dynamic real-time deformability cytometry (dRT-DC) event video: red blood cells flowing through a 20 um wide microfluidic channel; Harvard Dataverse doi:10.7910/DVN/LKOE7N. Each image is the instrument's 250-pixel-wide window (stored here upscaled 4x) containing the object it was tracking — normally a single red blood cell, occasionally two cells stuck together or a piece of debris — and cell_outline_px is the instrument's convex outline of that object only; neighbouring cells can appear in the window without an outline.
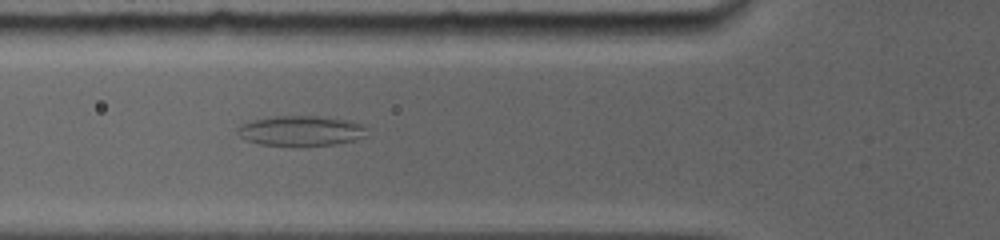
{"species": "common noctule bat (a hibernating species)", "species_latin": "Nyctalus noctula", "temperature_condition": "room temperature", "stored_images_in_passage": 39, "camera_frame_rate_fps": 5000, "um_per_image_px": 0.085, "animal": {"sex": "female", "body_mass_g": 19.0, "forearm_length_mm": 56.7}, "frame": {"image": 1, "passage_image": 14, "time_ms": 4.8, "image_size_px": [1000, 240], "cell_outline_px": [[368, 136], [356, 140], [332, 144], [292, 148], [260, 144], [248, 140], [240, 136], [236, 132], [236, 128], [240, 124], [252, 120], [276, 116], [316, 116], [348, 120], [364, 124], [368, 128]], "centroid_in_image_um": [25.6, 11.14], "position_along_channel_um": 100.2, "area_um2": 23.47}}
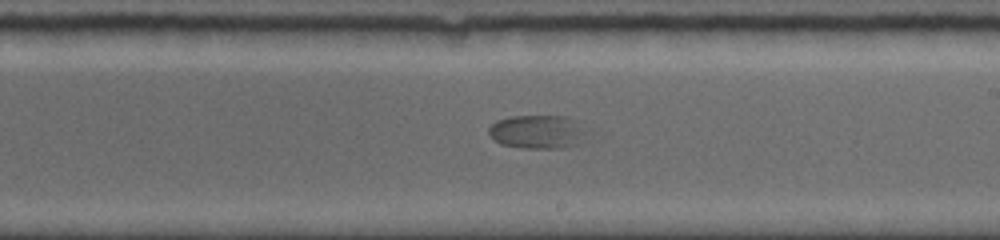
{"frame": {"image": 2, "passage_image": 23, "time_ms": 8.6, "image_size_px": [1000, 240], "cell_outline_px": [[584, 132], [580, 144], [564, 148], [520, 148], [500, 144], [488, 136], [488, 128], [496, 120], [512, 116], [568, 116], [576, 120]], "centroid_in_image_um": [45.62, 11.21], "position_along_channel_um": 243.4, "area_um2": 19.31}}
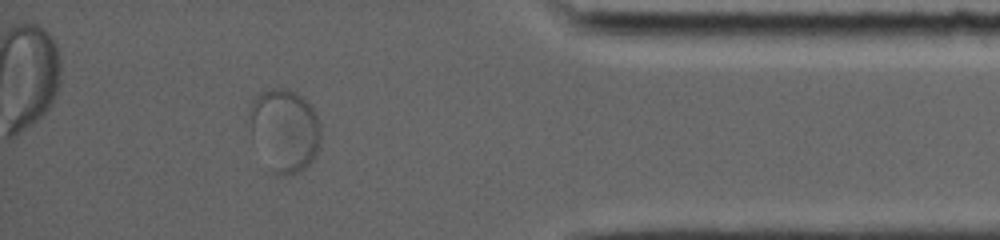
{"frame": {"image": 3, "passage_image": 35, "time_ms": 13.6, "image_size_px": [1000, 240], "cell_outline_px": [[320, 140], [316, 152], [312, 160], [304, 168], [296, 172], [284, 176], [272, 172], [252, 132], [248, 116], [248, 112], [252, 100], [260, 92], [272, 88], [284, 88], [296, 92], [316, 112], [320, 124]], "centroid_in_image_um": [24.19, 11.02], "position_along_channel_um": 411.0, "area_um2": 33.76}}